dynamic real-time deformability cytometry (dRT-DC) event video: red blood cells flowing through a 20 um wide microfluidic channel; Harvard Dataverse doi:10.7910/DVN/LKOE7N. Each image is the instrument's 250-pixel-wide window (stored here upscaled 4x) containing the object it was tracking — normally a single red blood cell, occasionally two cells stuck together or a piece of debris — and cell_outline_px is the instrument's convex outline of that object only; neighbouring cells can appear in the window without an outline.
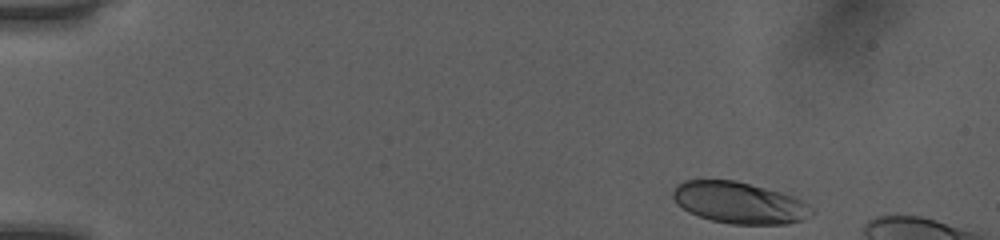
{"species": "human", "species_latin": "Homo sapiens", "temperature_condition": "room temperature", "stored_images_in_passage": 12, "camera_frame_rate_fps": 3000, "um_per_image_px": 0.085, "donor": {"sex": "female"}, "frame": {"image": 1, "passage_image": 1, "time_ms": 0.0, "image_size_px": [1000, 240], "cell_outline_px": [[816, 212], [800, 220], [788, 224], [732, 224], [712, 220], [688, 212], [676, 204], [672, 196], [672, 192], [676, 184], [684, 180], [736, 180], [780, 192], [792, 196], [800, 200], [812, 208]], "centroid_in_image_um": [62.79, 17.23], "position_along_channel_um": 22.2, "area_um2": 33.47}}